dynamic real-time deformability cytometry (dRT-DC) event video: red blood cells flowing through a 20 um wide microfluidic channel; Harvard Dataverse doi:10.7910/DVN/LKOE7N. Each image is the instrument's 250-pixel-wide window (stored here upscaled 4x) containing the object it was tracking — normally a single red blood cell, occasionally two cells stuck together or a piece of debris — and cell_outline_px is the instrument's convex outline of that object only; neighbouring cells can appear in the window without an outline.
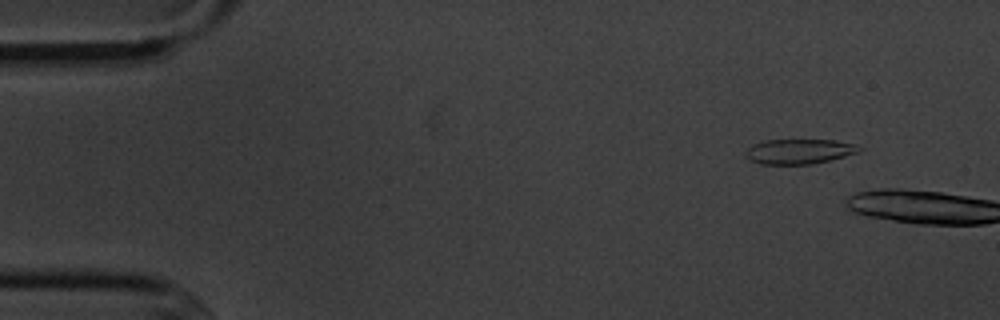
{"species": "common noctule bat (a hibernating species)", "species_latin": "Nyctalus noctula", "temperature_condition": "cold", "stored_images_in_passage": 6, "camera_frame_rate_fps": 3000, "um_per_image_px": 0.085, "animal": {"sex": "male", "body_mass_g": 20.1, "forearm_length_mm": 53.5}, "frame": {"image": 1, "passage_image": 6, "time_ms": 6.667, "image_size_px": [1000, 320], "cell_outline_px": [[864, 148], [860, 152], [832, 160], [812, 164], [760, 164], [748, 160], [744, 156], [744, 152], [752, 144], [764, 140], [836, 140], [856, 144]], "centroid_in_image_um": [67.93, 12.87], "position_along_channel_um": 17.1, "area_um2": 16.88}}